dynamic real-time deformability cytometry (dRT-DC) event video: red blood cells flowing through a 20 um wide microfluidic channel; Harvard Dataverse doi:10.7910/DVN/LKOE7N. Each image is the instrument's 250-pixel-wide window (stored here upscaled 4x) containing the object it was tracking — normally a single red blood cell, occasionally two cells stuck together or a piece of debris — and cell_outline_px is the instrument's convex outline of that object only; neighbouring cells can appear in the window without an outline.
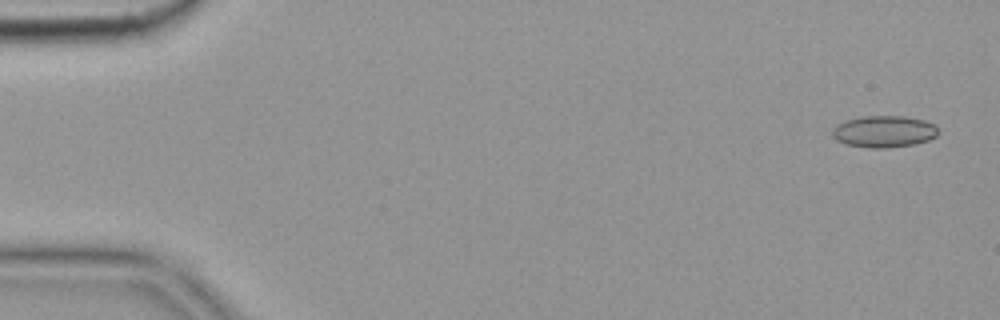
{"species": "common noctule bat (a hibernating species)", "species_latin": "Nyctalus noctula", "temperature_condition": "cold", "stored_images_in_passage": 5, "camera_frame_rate_fps": 3000, "um_per_image_px": 0.085, "animal": {"sex": "female", "body_mass_g": 19.9}, "frame": {"image": 1, "passage_image": 1, "time_ms": 0.0, "image_size_px": [1000, 320], "cell_outline_px": [[940, 132], [936, 136], [928, 140], [912, 144], [888, 148], [868, 148], [844, 144], [836, 140], [832, 136], [832, 128], [836, 124], [844, 120], [860, 116], [904, 116], [924, 120], [936, 124]], "centroid_in_image_um": [75.11, 11.17], "position_along_channel_um": 9.9, "area_um2": 19.94}}
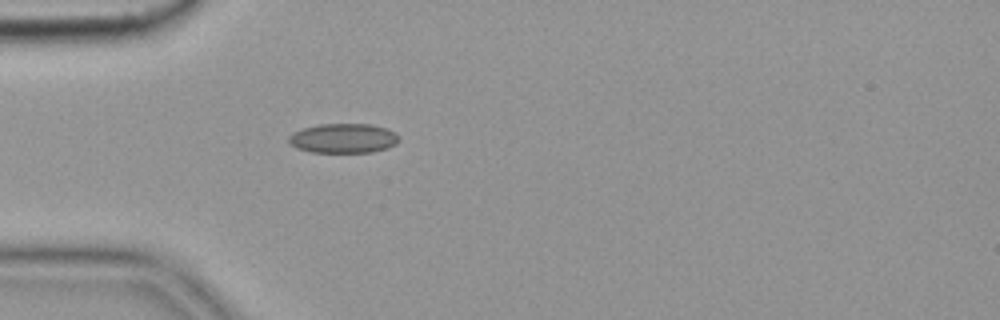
{"frame": {"image": 2, "passage_image": 5, "time_ms": 1.333, "image_size_px": [1000, 320], "cell_outline_px": [[400, 140], [396, 144], [388, 148], [372, 152], [312, 152], [296, 148], [288, 144], [288, 136], [292, 132], [304, 128], [320, 124], [372, 124], [388, 128], [396, 132], [400, 136]], "centroid_in_image_um": [29.21, 11.75], "position_along_channel_um": 55.8, "area_um2": 19.31}}